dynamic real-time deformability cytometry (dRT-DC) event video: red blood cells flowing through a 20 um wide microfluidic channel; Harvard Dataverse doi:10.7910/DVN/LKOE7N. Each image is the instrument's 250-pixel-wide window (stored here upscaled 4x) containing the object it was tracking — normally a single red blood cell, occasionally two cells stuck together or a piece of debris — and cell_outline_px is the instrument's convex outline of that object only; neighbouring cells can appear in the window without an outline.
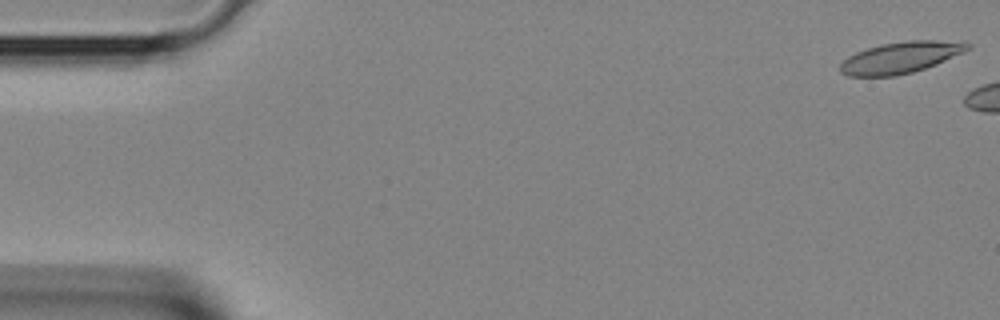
{"species": "Egyptian fruit bat (a non-hibernating species)", "species_latin": "Rousettus aegyptiacus", "temperature_condition": "room temperature", "stored_images_in_passage": 5, "camera_frame_rate_fps": 3000, "um_per_image_px": 0.085, "animal": {"sex": "female"}, "frame": {"image": 1, "passage_image": 1, "time_ms": 0.0, "image_size_px": [1000, 320], "cell_outline_px": [[972, 48], [964, 52], [936, 64], [912, 72], [896, 76], [848, 76], [840, 72], [840, 64], [848, 56], [856, 52], [880, 44], [908, 40], [964, 40], [972, 44]], "centroid_in_image_um": [76.62, 4.86], "position_along_channel_um": 8.4, "area_um2": 23.58}}